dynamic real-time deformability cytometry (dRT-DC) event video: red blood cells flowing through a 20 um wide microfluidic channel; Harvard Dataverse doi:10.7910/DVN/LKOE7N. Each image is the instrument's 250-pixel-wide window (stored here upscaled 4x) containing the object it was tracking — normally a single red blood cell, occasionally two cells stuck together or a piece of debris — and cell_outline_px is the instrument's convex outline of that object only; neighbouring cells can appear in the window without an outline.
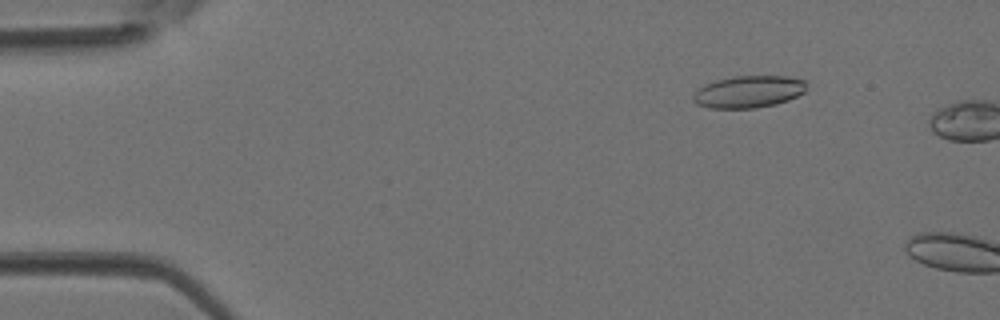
{"species": "Egyptian fruit bat (a non-hibernating species)", "species_latin": "Rousettus aegyptiacus", "temperature_condition": "room temperature", "stored_images_in_passage": 8, "camera_frame_rate_fps": 3000, "um_per_image_px": 0.085, "animal": {"sex": "female"}, "frame": {"image": 1, "passage_image": 6, "time_ms": 1.667, "image_size_px": [1000, 320], "cell_outline_px": [[808, 84], [804, 92], [788, 100], [776, 104], [756, 108], [708, 108], [696, 104], [692, 100], [692, 92], [704, 84], [716, 80], [732, 76], [788, 76], [804, 80]], "centroid_in_image_um": [63.59, 7.79], "position_along_channel_um": 21.4, "area_um2": 21.5}}